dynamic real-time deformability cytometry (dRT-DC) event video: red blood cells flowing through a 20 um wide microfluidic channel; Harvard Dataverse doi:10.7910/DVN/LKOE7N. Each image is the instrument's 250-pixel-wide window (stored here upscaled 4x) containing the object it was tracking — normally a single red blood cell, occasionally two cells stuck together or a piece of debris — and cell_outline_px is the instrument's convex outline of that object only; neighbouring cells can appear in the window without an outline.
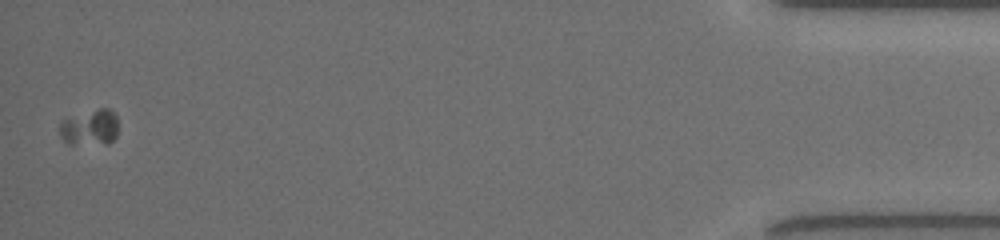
{"species": "common noctule bat (a hibernating species)", "species_latin": "Nyctalus noctula", "temperature_condition": "room temperature", "stored_images_in_passage": 102, "camera_frame_rate_fps": 3000, "um_per_image_px": 0.085, "animal": {"sex": "female", "body_mass_g": 19.5, "forearm_length_mm": 54.1}, "frame": {"image": 1, "passage_image": 100, "time_ms": 17.667, "image_size_px": [1000, 240], "cell_outline_px": [[116, 136], [108, 144], [68, 144], [60, 136], [60, 120], [100, 108], [108, 108], [116, 116]], "centroid_in_image_um": [7.62, 10.86], "position_along_channel_um": 427.6, "area_um2": 12.14}}